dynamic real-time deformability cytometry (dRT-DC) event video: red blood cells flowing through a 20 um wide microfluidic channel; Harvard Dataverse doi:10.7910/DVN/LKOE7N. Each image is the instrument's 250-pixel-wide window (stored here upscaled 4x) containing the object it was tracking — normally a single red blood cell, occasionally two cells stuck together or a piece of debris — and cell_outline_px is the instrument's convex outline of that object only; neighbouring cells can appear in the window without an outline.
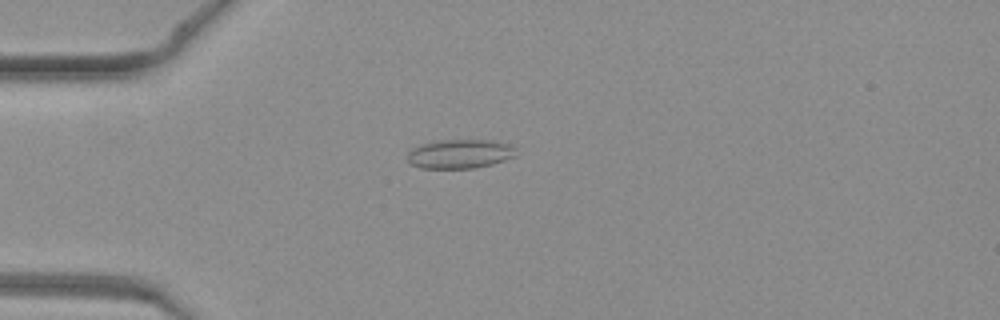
{"species": "common noctule bat (a hibernating species)", "species_latin": "Nyctalus noctula", "temperature_condition": "warm", "stored_images_in_passage": 40, "camera_frame_rate_fps": 3000, "um_per_image_px": 0.085, "animal": {"sex": "female", "body_mass_g": 19.3, "forearm_length_mm": 54.1}, "frame": {"image": 1, "passage_image": 7, "time_ms": 2.0, "image_size_px": [1000, 320], "cell_outline_px": [[516, 156], [492, 164], [472, 168], [420, 168], [412, 164], [408, 160], [408, 152], [412, 148], [420, 144], [432, 140], [496, 140], [508, 144], [512, 148]], "centroid_in_image_um": [39.04, 13.07], "position_along_channel_um": 46.0, "area_um2": 18.38}}
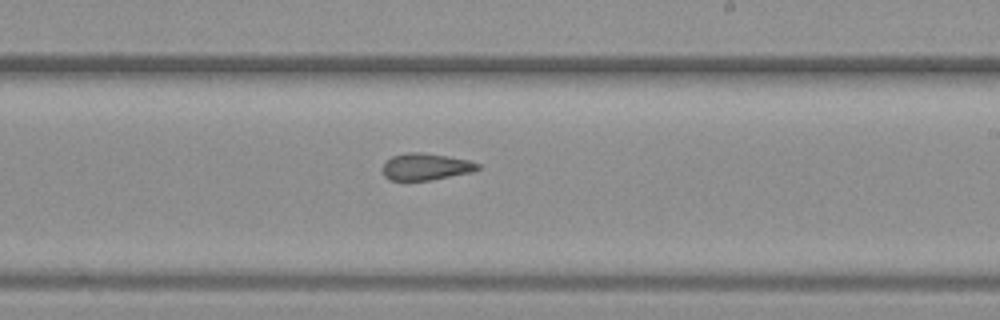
{"frame": {"image": 2, "passage_image": 22, "time_ms": 7.0, "image_size_px": [1000, 320], "cell_outline_px": [[480, 168], [472, 172], [432, 180], [388, 180], [384, 176], [380, 168], [392, 156], [408, 152], [424, 152], [448, 156], [468, 160], [480, 164]], "centroid_in_image_um": [36.17, 14.17], "position_along_channel_um": 252.8, "area_um2": 15.03}}
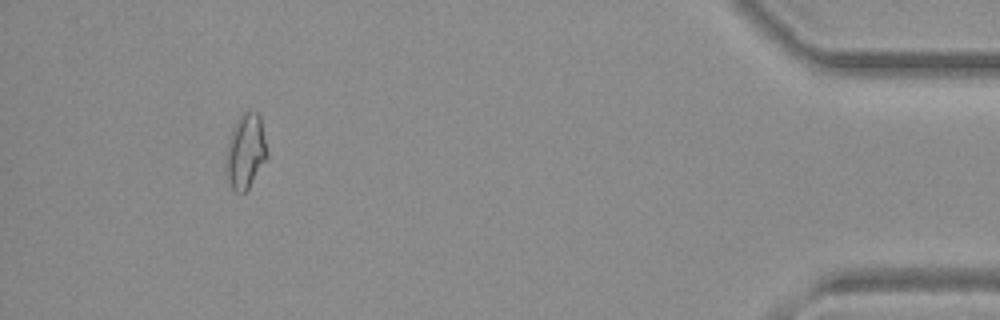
{"frame": {"image": 3, "passage_image": 37, "time_ms": 12.0, "image_size_px": [1000, 320], "cell_outline_px": [[268, 156], [248, 188], [244, 192], [236, 192], [232, 188], [228, 180], [224, 168], [228, 144], [232, 128], [236, 120], [248, 108], [260, 112], [268, 152]], "centroid_in_image_um": [20.88, 12.8], "position_along_channel_um": 414.3, "area_um2": 18.21}}